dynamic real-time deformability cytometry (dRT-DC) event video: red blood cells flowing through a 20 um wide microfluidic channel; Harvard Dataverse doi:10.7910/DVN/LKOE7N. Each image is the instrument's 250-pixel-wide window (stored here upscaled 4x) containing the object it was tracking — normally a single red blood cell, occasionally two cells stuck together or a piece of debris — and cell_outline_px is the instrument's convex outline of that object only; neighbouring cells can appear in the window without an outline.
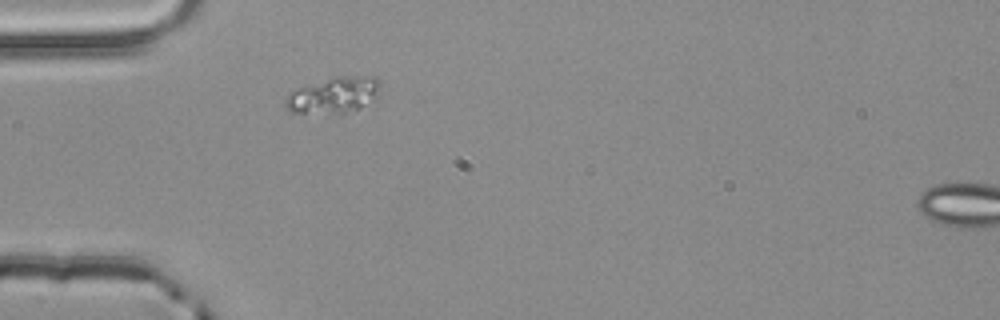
{"species": "common noctule bat (a hibernating species)", "species_latin": "Nyctalus noctula", "temperature_condition": "room temperature", "stored_images_in_passage": 2, "segment_of_instrument_passage": [1, 2], "camera_frame_rate_fps": 3000, "um_per_image_px": 0.085, "animal": {"sex": "male", "body_mass_g": 20.4}, "frame": {"image": 1, "passage_image": 1, "time_ms": 0.0, "image_size_px": [1000, 320], "cell_outline_px": [[380, 88], [376, 100], [360, 108], [340, 116], [288, 112], [284, 108], [284, 100], [292, 92], [300, 88], [340, 76], [376, 76], [380, 80]], "centroid_in_image_um": [28.41, 8.16], "position_along_channel_um": 56.6, "area_um2": 20.46}}